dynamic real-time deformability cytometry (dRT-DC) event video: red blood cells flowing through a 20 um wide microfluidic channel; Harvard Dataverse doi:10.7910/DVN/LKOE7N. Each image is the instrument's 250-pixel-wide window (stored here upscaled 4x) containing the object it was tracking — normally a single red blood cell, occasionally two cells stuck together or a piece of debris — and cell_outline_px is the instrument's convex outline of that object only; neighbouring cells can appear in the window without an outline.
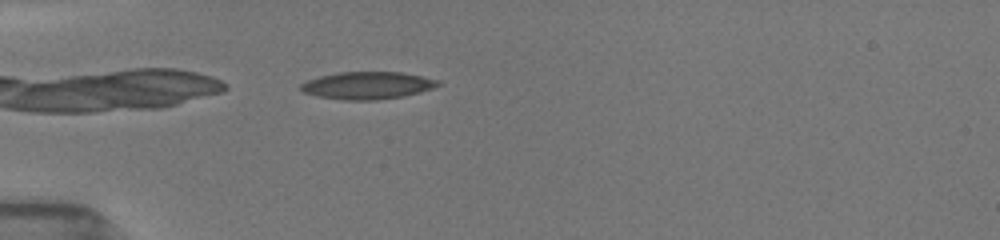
{"species": "common noctule bat (a hibernating species)", "species_latin": "Nyctalus noctula", "temperature_condition": "room temperature", "stored_images_in_passage": 10, "camera_frame_rate_fps": 3000, "um_per_image_px": 0.085, "animal": {"sex": "female", "body_mass_g": 19.5, "forearm_length_mm": 54.1}, "frame": {"image": 1, "passage_image": 10, "time_ms": 5.0, "image_size_px": [1000, 240], "cell_outline_px": [[440, 84], [432, 88], [420, 92], [404, 96], [376, 100], [344, 100], [316, 96], [304, 92], [296, 88], [300, 84], [308, 80], [320, 76], [340, 72], [400, 72], [440, 80]], "centroid_in_image_um": [31.19, 7.26], "position_along_channel_um": 53.8, "area_um2": 21.91}}